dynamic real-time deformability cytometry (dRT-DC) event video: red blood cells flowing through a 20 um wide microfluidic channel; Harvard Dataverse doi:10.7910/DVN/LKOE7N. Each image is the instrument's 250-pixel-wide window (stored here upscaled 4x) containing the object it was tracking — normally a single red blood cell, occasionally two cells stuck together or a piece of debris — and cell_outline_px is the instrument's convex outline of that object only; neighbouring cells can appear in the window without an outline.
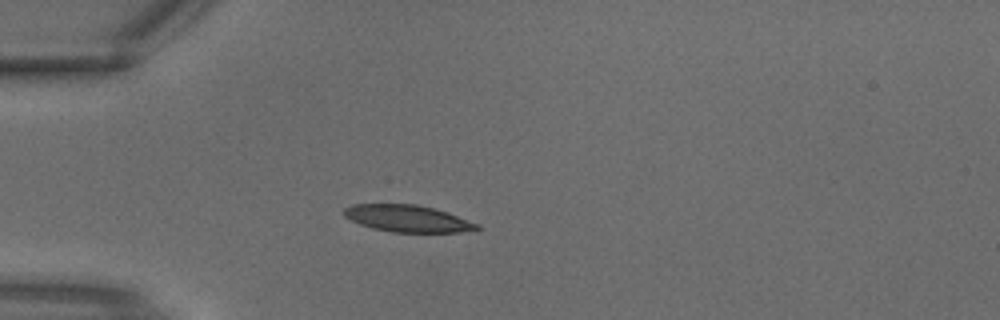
{"species": "common noctule bat (a hibernating species)", "species_latin": "Nyctalus noctula", "temperature_condition": "warm", "stored_images_in_passage": 1, "camera_frame_rate_fps": 3000, "um_per_image_px": 0.085, "animal": {"sex": "male", "body_mass_g": 18.8}, "frame": {"image": 1, "passage_image": 1, "time_ms": 0.0, "image_size_px": [1000, 320], "cell_outline_px": [[484, 228], [460, 232], [392, 232], [372, 228], [360, 224], [344, 216], [344, 208], [352, 204], [416, 204], [432, 208], [480, 224]], "centroid_in_image_um": [34.64, 18.58], "position_along_channel_um": 50.4, "area_um2": 20.63}}